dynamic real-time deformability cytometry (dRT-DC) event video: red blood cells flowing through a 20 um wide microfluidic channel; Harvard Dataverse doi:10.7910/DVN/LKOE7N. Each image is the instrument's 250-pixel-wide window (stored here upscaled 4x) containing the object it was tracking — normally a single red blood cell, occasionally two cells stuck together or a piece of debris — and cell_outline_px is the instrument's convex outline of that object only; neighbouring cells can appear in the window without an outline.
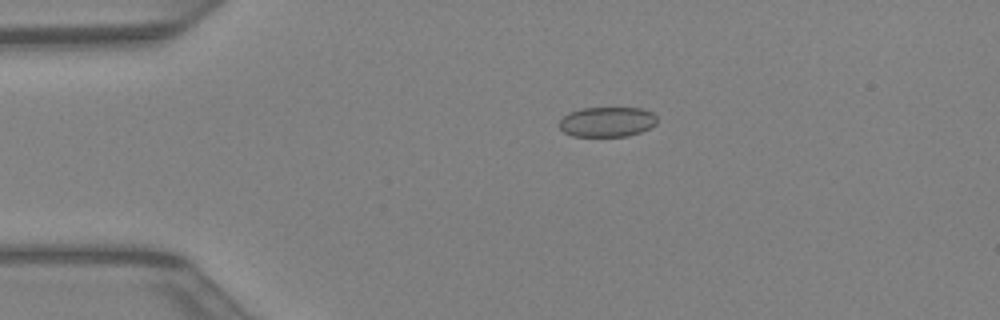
{"species": "Egyptian fruit bat (a non-hibernating species)", "species_latin": "Rousettus aegyptiacus", "temperature_condition": "warm", "stored_images_in_passage": 42, "camera_frame_rate_fps": 3000, "um_per_image_px": 0.085, "animal": {"sex": "female"}, "frame": {"image": 1, "passage_image": 9, "time_ms": 2.667, "image_size_px": [1000, 320], "cell_outline_px": [[656, 124], [640, 132], [628, 136], [572, 136], [564, 132], [556, 124], [568, 112], [580, 108], [644, 108], [652, 112], [656, 116]], "centroid_in_image_um": [51.57, 10.35], "position_along_channel_um": 33.4, "area_um2": 17.22}}
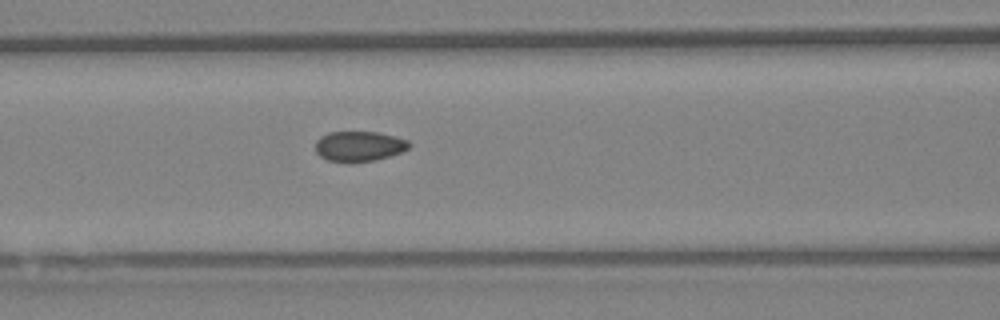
{"frame": {"image": 2, "passage_image": 18, "time_ms": 5.667, "image_size_px": [1000, 320], "cell_outline_px": [[412, 144], [408, 148], [400, 152], [376, 160], [352, 164], [348, 164], [328, 160], [320, 156], [316, 152], [316, 140], [320, 136], [328, 132], [376, 132], [396, 136], [408, 140]], "centroid_in_image_um": [30.5, 12.45], "position_along_channel_um": 136.1, "area_um2": 16.82}}
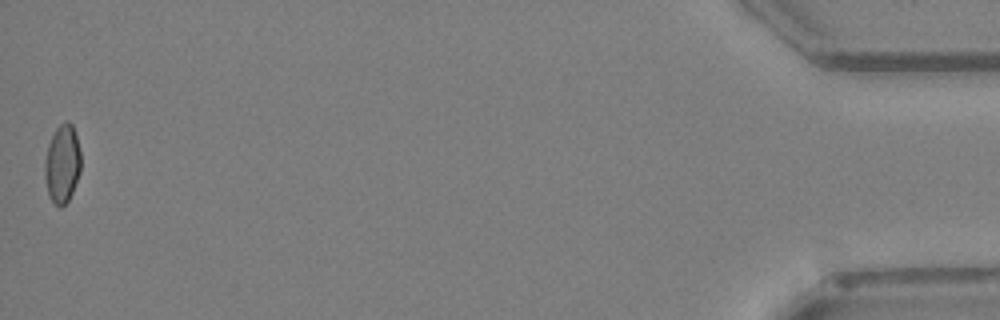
{"frame": {"image": 3, "passage_image": 42, "time_ms": 13.667, "image_size_px": [1000, 320], "cell_outline_px": [[80, 172], [72, 192], [68, 200], [60, 208], [48, 196], [44, 176], [44, 160], [48, 144], [56, 128], [60, 124], [68, 120], [72, 124], [76, 136], [80, 152]], "centroid_in_image_um": [5.27, 13.92], "position_along_channel_um": 429.9, "area_um2": 16.47}}